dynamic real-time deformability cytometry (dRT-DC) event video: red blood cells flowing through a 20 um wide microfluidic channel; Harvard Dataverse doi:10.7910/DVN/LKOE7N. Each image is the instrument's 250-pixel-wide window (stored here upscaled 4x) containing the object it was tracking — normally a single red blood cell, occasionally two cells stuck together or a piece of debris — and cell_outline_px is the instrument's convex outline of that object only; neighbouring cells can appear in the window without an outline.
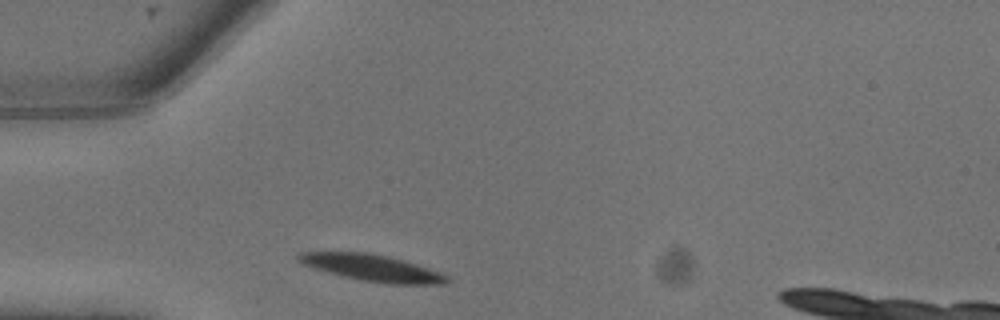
{"species": "common noctule bat (a hibernating species)", "species_latin": "Nyctalus noctula", "temperature_condition": "warm", "stored_images_in_passage": 3, "camera_frame_rate_fps": 3000, "um_per_image_px": 0.085, "animal": {"sex": "male", "body_mass_g": 13.3}, "frame": {"image": 1, "passage_image": 1, "time_ms": 0.0, "image_size_px": [1000, 320], "cell_outline_px": [[452, 280], [444, 284], [388, 284], [364, 280], [344, 276], [328, 272], [304, 264], [296, 260], [296, 256], [300, 252], [372, 252], [404, 260], [416, 264], [448, 276]], "centroid_in_image_um": [31.65, 22.76], "position_along_channel_um": 53.4, "area_um2": 22.77}}
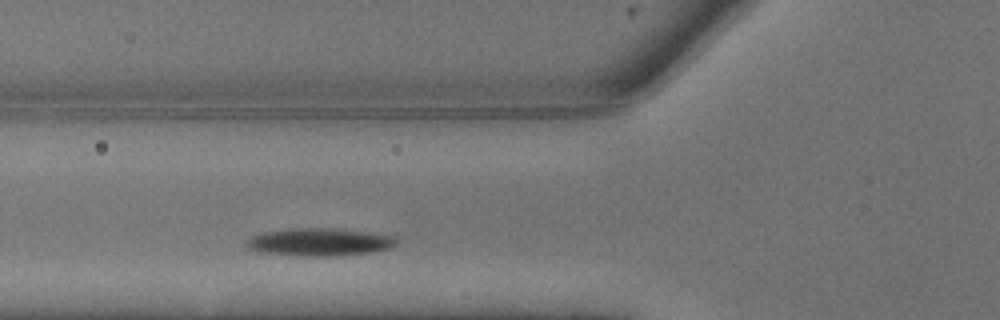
{"frame": {"image": 2, "passage_image": 3, "time_ms": 0.667, "image_size_px": [1000, 320], "cell_outline_px": [[396, 244], [392, 248], [372, 252], [340, 256], [296, 256], [260, 252], [248, 248], [248, 240], [252, 236], [260, 232], [288, 228], [328, 228], [364, 232], [392, 236], [396, 240]], "centroid_in_image_um": [27.12, 20.58], "position_along_channel_um": 98.7, "area_um2": 24.22}}